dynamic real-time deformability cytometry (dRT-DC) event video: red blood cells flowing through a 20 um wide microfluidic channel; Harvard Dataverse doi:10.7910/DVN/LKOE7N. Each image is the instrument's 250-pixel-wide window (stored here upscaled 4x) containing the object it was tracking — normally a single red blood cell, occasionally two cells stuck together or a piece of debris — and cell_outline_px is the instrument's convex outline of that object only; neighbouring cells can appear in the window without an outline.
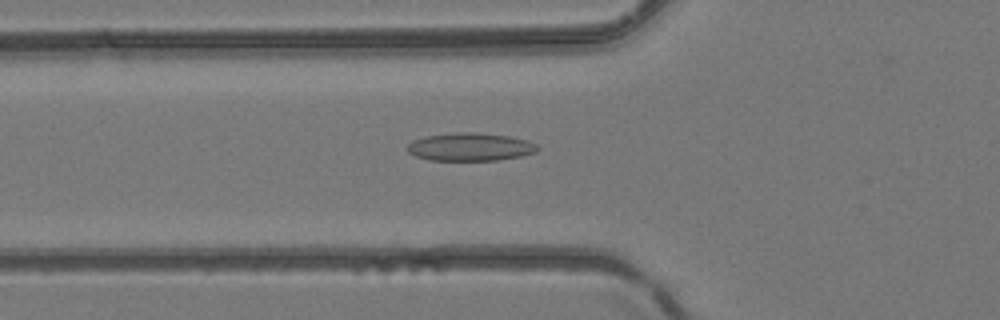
{"species": "common noctule bat (a hibernating species)", "species_latin": "Nyctalus noctula", "temperature_condition": "room temperature", "stored_images_in_passage": 48, "camera_frame_rate_fps": 3000, "um_per_image_px": 0.085, "animal": {"sex": "female", "body_mass_g": 24.6, "forearm_length_mm": 56.2}, "frame": {"image": 1, "passage_image": 18, "time_ms": 5.667, "image_size_px": [1000, 320], "cell_outline_px": [[540, 148], [536, 152], [520, 156], [496, 160], [428, 160], [416, 156], [408, 152], [404, 148], [412, 140], [424, 136], [456, 132], [476, 132], [508, 136], [528, 140], [536, 144]], "centroid_in_image_um": [39.93, 12.48], "position_along_channel_um": 85.9, "area_um2": 21.39}}
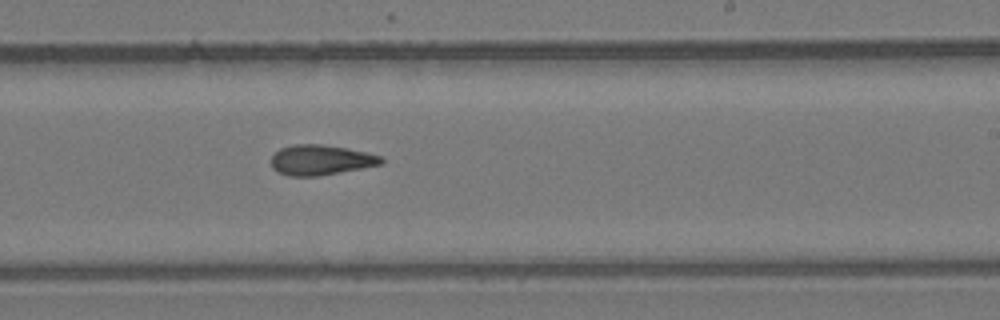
{"frame": {"image": 2, "passage_image": 30, "time_ms": 9.667, "image_size_px": [1000, 320], "cell_outline_px": [[384, 164], [316, 176], [288, 176], [276, 172], [272, 168], [272, 156], [280, 148], [292, 144], [320, 144], [348, 148], [380, 156], [384, 160]], "centroid_in_image_um": [27.24, 13.6], "position_along_channel_um": 261.8, "area_um2": 19.31}}
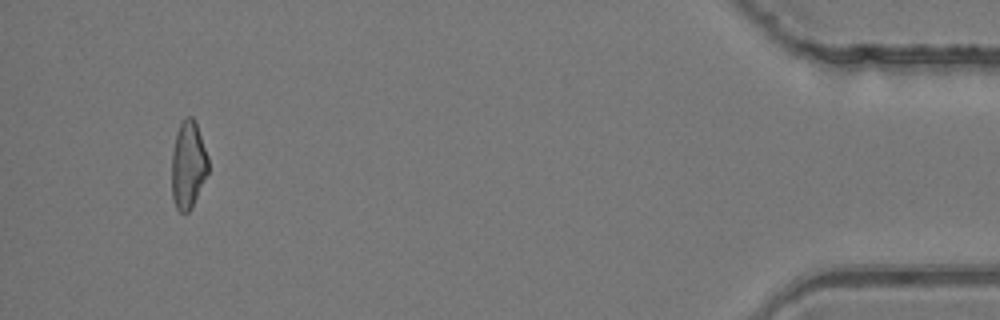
{"frame": {"image": 3, "passage_image": 46, "time_ms": 15.0, "image_size_px": [1000, 320], "cell_outline_px": [[208, 172], [192, 208], [188, 212], [180, 212], [176, 208], [172, 196], [172, 152], [176, 132], [184, 116], [192, 116], [196, 124], [208, 156]], "centroid_in_image_um": [15.98, 14.02], "position_along_channel_um": 419.2, "area_um2": 18.61}}